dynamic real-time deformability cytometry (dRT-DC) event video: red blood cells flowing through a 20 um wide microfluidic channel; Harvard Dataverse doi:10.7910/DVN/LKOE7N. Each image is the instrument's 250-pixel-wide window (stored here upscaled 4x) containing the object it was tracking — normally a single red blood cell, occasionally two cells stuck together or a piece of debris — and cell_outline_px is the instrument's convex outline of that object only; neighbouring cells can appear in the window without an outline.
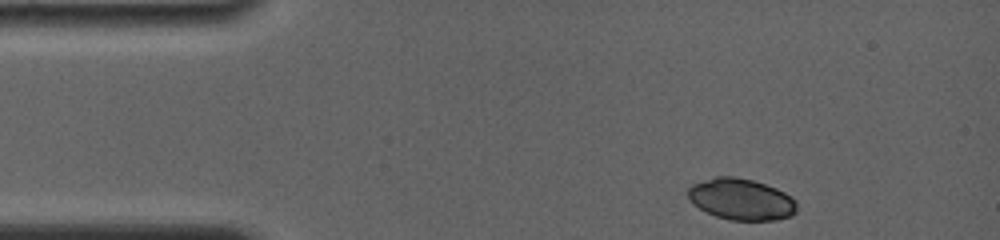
{"species": "common noctule bat (a hibernating species)", "species_latin": "Nyctalus noctula", "temperature_condition": "room temperature", "stored_images_in_passage": 21, "camera_frame_rate_fps": 4000, "um_per_image_px": 0.085, "animal": {"sex": "female", "body_mass_g": 19.0, "forearm_length_mm": 56.7}, "frame": {"image": 1, "passage_image": 1, "time_ms": 0.0, "image_size_px": [1000, 240], "cell_outline_px": [[796, 212], [792, 216], [776, 220], [728, 220], [716, 216], [700, 208], [688, 196], [688, 188], [692, 184], [716, 176], [732, 176], [752, 180], [776, 188], [792, 196], [796, 200]], "centroid_in_image_um": [63.04, 16.94], "position_along_channel_um": 22.0, "area_um2": 26.13}}
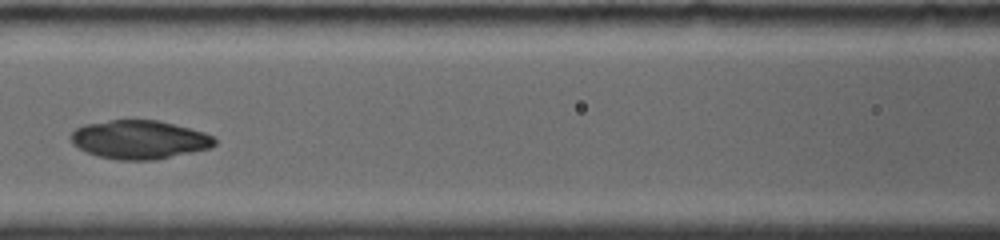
{"frame": {"image": 2, "passage_image": 12, "time_ms": 5.25, "image_size_px": [1000, 240], "cell_outline_px": [[216, 144], [212, 148], [156, 160], [120, 160], [100, 156], [88, 152], [72, 144], [68, 136], [76, 128], [84, 124], [108, 120], [156, 120], [204, 132], [212, 136], [216, 140]], "centroid_in_image_um": [11.84, 11.87], "position_along_channel_um": 154.8, "area_um2": 32.37}}
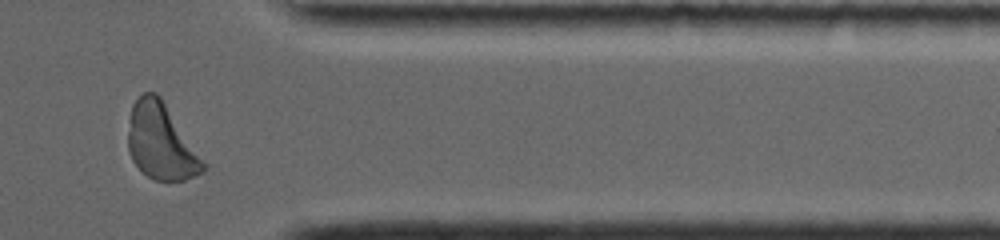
{"frame": {"image": 3, "passage_image": 21, "time_ms": 11.75, "image_size_px": [1000, 240], "cell_outline_px": [[208, 164], [204, 172], [184, 180], [152, 180], [132, 160], [128, 148], [128, 132], [132, 104], [144, 92], [156, 92], [160, 96]], "centroid_in_image_um": [13.72, 12.06], "position_along_channel_um": 397.7, "area_um2": 33.23}}